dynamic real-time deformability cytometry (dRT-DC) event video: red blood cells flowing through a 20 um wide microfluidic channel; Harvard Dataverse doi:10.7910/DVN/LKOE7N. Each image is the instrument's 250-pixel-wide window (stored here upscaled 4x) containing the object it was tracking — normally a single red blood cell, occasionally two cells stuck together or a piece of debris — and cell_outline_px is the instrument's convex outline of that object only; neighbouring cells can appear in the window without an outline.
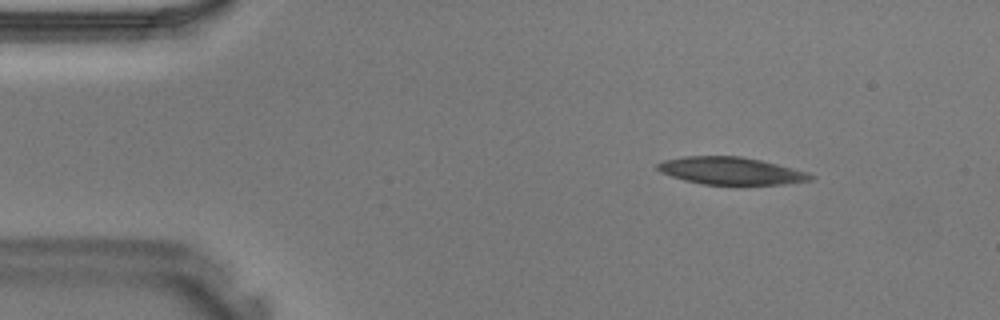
{"species": "Egyptian fruit bat (a non-hibernating species)", "species_latin": "Rousettus aegyptiacus", "temperature_condition": "warm", "stored_images_in_passage": 36, "camera_frame_rate_fps": 3000, "um_per_image_px": 0.085, "animal": {"sex": "male"}, "frame": {"image": 1, "passage_image": 1, "time_ms": 0.0, "image_size_px": [1000, 320], "cell_outline_px": [[816, 176], [812, 180], [784, 184], [704, 184], [684, 180], [660, 172], [656, 168], [656, 164], [664, 160], [684, 156], [740, 156], [760, 160], [808, 172]], "centroid_in_image_um": [62.12, 14.51], "position_along_channel_um": 22.9, "area_um2": 24.28}}
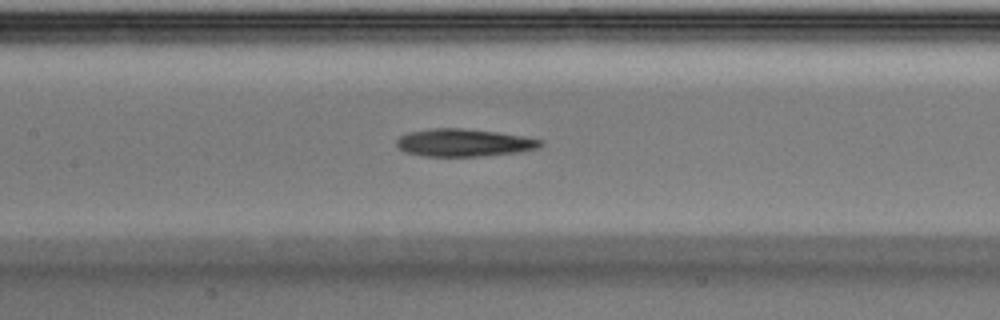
{"frame": {"image": 2, "passage_image": 14, "time_ms": 4.333, "image_size_px": [1000, 320], "cell_outline_px": [[544, 144], [536, 148], [516, 152], [480, 156], [424, 156], [404, 152], [396, 144], [396, 140], [400, 136], [408, 132], [432, 128], [464, 128], [496, 132], [524, 136], [544, 140]], "centroid_in_image_um": [39.41, 12.12], "position_along_channel_um": 168.0, "area_um2": 23.12}}
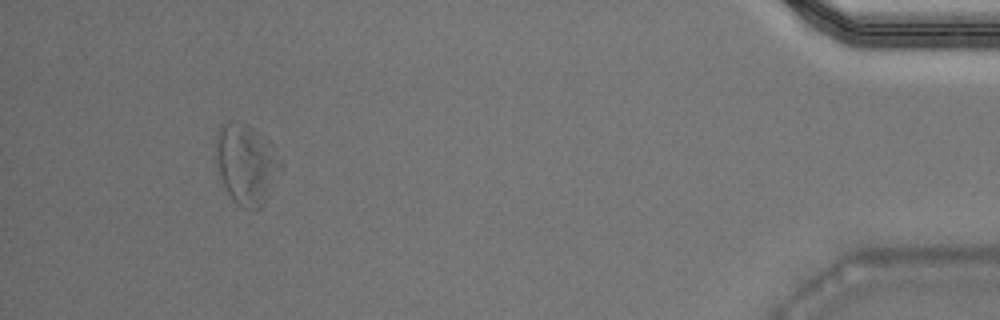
{"frame": {"image": 3, "passage_image": 33, "time_ms": 10.667, "image_size_px": [1000, 320], "cell_outline_px": [[276, 164], [264, 200], [260, 208], [256, 212], [252, 212], [236, 204], [232, 200], [224, 184], [216, 164], [216, 136], [220, 124], [228, 120], [244, 120], [252, 128]], "centroid_in_image_um": [20.7, 13.95], "position_along_channel_um": 414.5, "area_um2": 27.74}}